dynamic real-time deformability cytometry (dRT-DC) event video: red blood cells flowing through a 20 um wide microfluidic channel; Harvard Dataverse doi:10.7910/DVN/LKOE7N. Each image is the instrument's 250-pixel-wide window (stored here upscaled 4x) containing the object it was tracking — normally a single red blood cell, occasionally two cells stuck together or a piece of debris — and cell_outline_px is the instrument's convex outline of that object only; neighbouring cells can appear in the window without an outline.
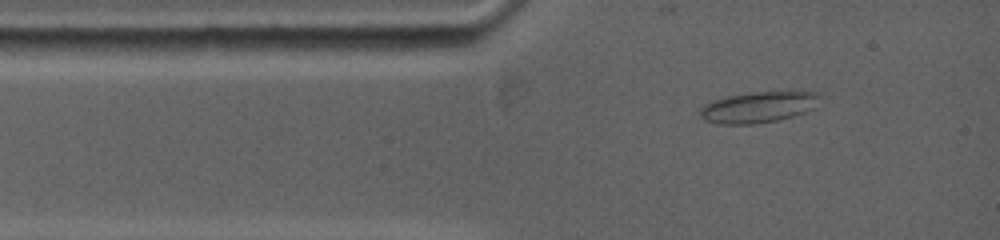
{"species": "common noctule bat (a hibernating species)", "species_latin": "Nyctalus noctula", "temperature_condition": "warm", "stored_images_in_passage": 6, "camera_frame_rate_fps": 5000, "um_per_image_px": 0.085, "animal": {"sex": "female", "body_mass_g": 19.0, "forearm_length_mm": 53.3}, "frame": {"image": 1, "passage_image": 2, "time_ms": 1.0, "image_size_px": [1000, 240], "cell_outline_px": [[820, 96], [816, 108], [792, 116], [776, 120], [756, 124], [720, 124], [704, 120], [700, 116], [700, 108], [704, 104], [728, 96], [756, 92], [816, 92]], "centroid_in_image_um": [64.46, 9.12], "position_along_channel_um": 20.5, "area_um2": 21.39}}
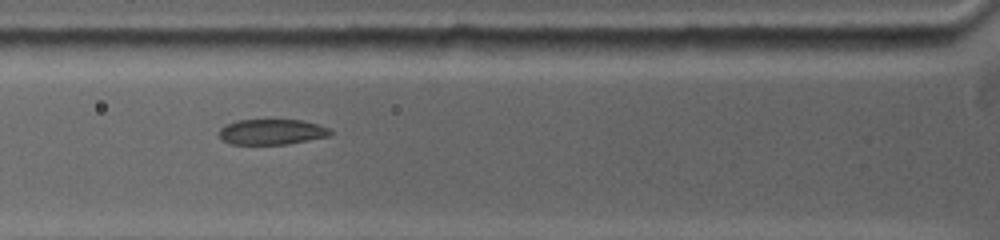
{"frame": {"image": 2, "passage_image": 5, "time_ms": 3.6, "image_size_px": [1000, 240], "cell_outline_px": [[332, 132], [328, 136], [284, 144], [232, 144], [224, 140], [220, 136], [220, 128], [224, 124], [236, 120], [300, 120], [316, 124], [328, 128]], "centroid_in_image_um": [23.05, 11.2], "position_along_channel_um": 102.8, "area_um2": 16.18}}
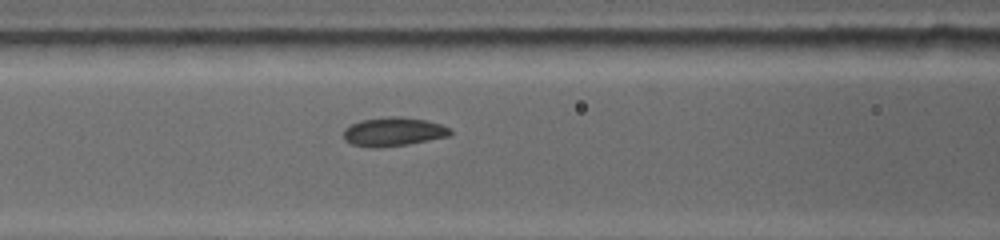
{"frame": {"image": 3, "passage_image": 6, "time_ms": 4.4, "image_size_px": [1000, 240], "cell_outline_px": [[452, 132], [448, 136], [408, 144], [352, 144], [344, 140], [344, 128], [360, 120], [392, 116], [400, 116], [424, 120], [440, 124], [448, 128]], "centroid_in_image_um": [33.46, 11.14], "position_along_channel_um": 133.1, "area_um2": 16.88}}